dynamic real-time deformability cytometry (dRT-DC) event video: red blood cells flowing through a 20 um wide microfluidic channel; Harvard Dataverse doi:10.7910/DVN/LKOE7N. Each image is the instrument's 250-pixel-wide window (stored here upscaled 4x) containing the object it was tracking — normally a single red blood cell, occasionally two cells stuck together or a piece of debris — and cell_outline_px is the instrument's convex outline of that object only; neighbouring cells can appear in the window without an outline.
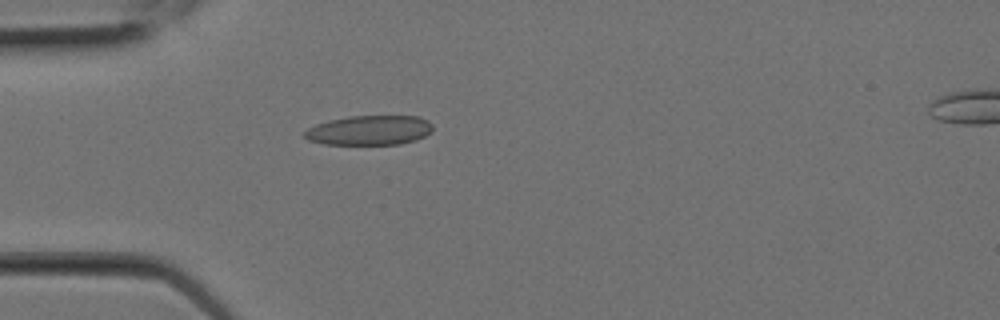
{"species": "Egyptian fruit bat (a non-hibernating species)", "species_latin": "Rousettus aegyptiacus", "temperature_condition": "room temperature", "stored_images_in_passage": 4, "camera_frame_rate_fps": 3000, "um_per_image_px": 0.085, "animal": {"sex": "female"}, "frame": {"image": 1, "passage_image": 1, "time_ms": 0.0, "image_size_px": [1000, 320], "cell_outline_px": [[432, 132], [416, 140], [400, 144], [324, 144], [308, 140], [304, 136], [304, 132], [308, 128], [316, 124], [328, 120], [348, 116], [420, 116], [428, 120], [432, 124]], "centroid_in_image_um": [31.41, 11.07], "position_along_channel_um": 53.6, "area_um2": 22.25}}
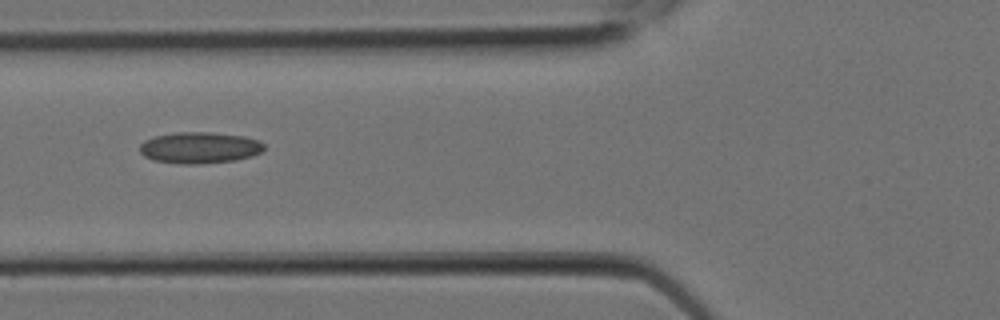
{"frame": {"image": 2, "passage_image": 3, "time_ms": 0.667, "image_size_px": [1000, 320], "cell_outline_px": [[264, 148], [260, 152], [252, 156], [236, 160], [196, 164], [180, 164], [152, 160], [144, 156], [140, 152], [140, 144], [144, 140], [156, 136], [176, 132], [212, 132], [244, 136], [260, 140], [264, 144]], "centroid_in_image_um": [16.96, 12.55], "position_along_channel_um": 108.8, "area_um2": 22.83}}
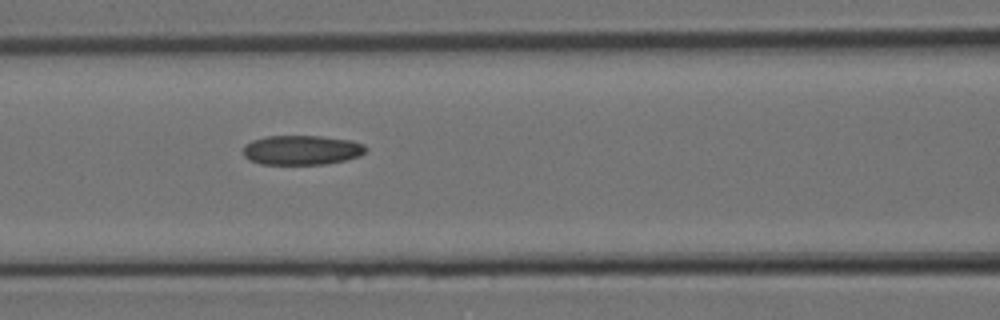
{"frame": {"image": 3, "passage_image": 4, "time_ms": 1.0, "image_size_px": [1000, 320], "cell_outline_px": [[368, 148], [360, 156], [344, 160], [324, 164], [260, 164], [244, 156], [244, 144], [252, 140], [264, 136], [320, 136], [352, 140], [364, 144]], "centroid_in_image_um": [25.66, 12.74], "position_along_channel_um": 140.9, "area_um2": 21.15}}